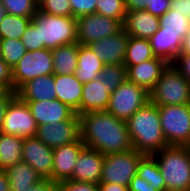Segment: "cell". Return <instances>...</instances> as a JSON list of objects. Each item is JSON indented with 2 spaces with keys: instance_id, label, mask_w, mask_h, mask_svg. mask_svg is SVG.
<instances>
[{
  "instance_id": "1",
  "label": "cell",
  "mask_w": 190,
  "mask_h": 191,
  "mask_svg": "<svg viewBox=\"0 0 190 191\" xmlns=\"http://www.w3.org/2000/svg\"><path fill=\"white\" fill-rule=\"evenodd\" d=\"M80 138L86 147L107 155L133 149L127 123L107 111L79 115Z\"/></svg>"
},
{
  "instance_id": "2",
  "label": "cell",
  "mask_w": 190,
  "mask_h": 191,
  "mask_svg": "<svg viewBox=\"0 0 190 191\" xmlns=\"http://www.w3.org/2000/svg\"><path fill=\"white\" fill-rule=\"evenodd\" d=\"M126 123L134 150L153 155L169 146L162 132L158 106L151 101L136 111Z\"/></svg>"
},
{
  "instance_id": "3",
  "label": "cell",
  "mask_w": 190,
  "mask_h": 191,
  "mask_svg": "<svg viewBox=\"0 0 190 191\" xmlns=\"http://www.w3.org/2000/svg\"><path fill=\"white\" fill-rule=\"evenodd\" d=\"M166 183V191H190V155L185 146L169 145L152 155Z\"/></svg>"
},
{
  "instance_id": "4",
  "label": "cell",
  "mask_w": 190,
  "mask_h": 191,
  "mask_svg": "<svg viewBox=\"0 0 190 191\" xmlns=\"http://www.w3.org/2000/svg\"><path fill=\"white\" fill-rule=\"evenodd\" d=\"M31 23L38 30L39 44L43 48L54 49L77 43L75 17L50 15L38 9Z\"/></svg>"
},
{
  "instance_id": "5",
  "label": "cell",
  "mask_w": 190,
  "mask_h": 191,
  "mask_svg": "<svg viewBox=\"0 0 190 191\" xmlns=\"http://www.w3.org/2000/svg\"><path fill=\"white\" fill-rule=\"evenodd\" d=\"M149 93L157 106L190 104V82L171 63Z\"/></svg>"
},
{
  "instance_id": "6",
  "label": "cell",
  "mask_w": 190,
  "mask_h": 191,
  "mask_svg": "<svg viewBox=\"0 0 190 191\" xmlns=\"http://www.w3.org/2000/svg\"><path fill=\"white\" fill-rule=\"evenodd\" d=\"M161 128L168 145L190 142V104L158 106Z\"/></svg>"
},
{
  "instance_id": "7",
  "label": "cell",
  "mask_w": 190,
  "mask_h": 191,
  "mask_svg": "<svg viewBox=\"0 0 190 191\" xmlns=\"http://www.w3.org/2000/svg\"><path fill=\"white\" fill-rule=\"evenodd\" d=\"M150 101V93L142 86L126 79L110 95L107 112L127 121L136 111Z\"/></svg>"
},
{
  "instance_id": "8",
  "label": "cell",
  "mask_w": 190,
  "mask_h": 191,
  "mask_svg": "<svg viewBox=\"0 0 190 191\" xmlns=\"http://www.w3.org/2000/svg\"><path fill=\"white\" fill-rule=\"evenodd\" d=\"M143 156V153L134 149L105 155L100 182L129 186Z\"/></svg>"
},
{
  "instance_id": "9",
  "label": "cell",
  "mask_w": 190,
  "mask_h": 191,
  "mask_svg": "<svg viewBox=\"0 0 190 191\" xmlns=\"http://www.w3.org/2000/svg\"><path fill=\"white\" fill-rule=\"evenodd\" d=\"M54 74L52 51L48 48L27 51L13 68V91L39 76Z\"/></svg>"
},
{
  "instance_id": "10",
  "label": "cell",
  "mask_w": 190,
  "mask_h": 191,
  "mask_svg": "<svg viewBox=\"0 0 190 191\" xmlns=\"http://www.w3.org/2000/svg\"><path fill=\"white\" fill-rule=\"evenodd\" d=\"M77 43L90 45L91 43L115 35L123 29V23L98 13L88 14L76 19Z\"/></svg>"
},
{
  "instance_id": "11",
  "label": "cell",
  "mask_w": 190,
  "mask_h": 191,
  "mask_svg": "<svg viewBox=\"0 0 190 191\" xmlns=\"http://www.w3.org/2000/svg\"><path fill=\"white\" fill-rule=\"evenodd\" d=\"M37 128L28 104L16 95L7 106L0 132L27 138L34 137Z\"/></svg>"
},
{
  "instance_id": "12",
  "label": "cell",
  "mask_w": 190,
  "mask_h": 191,
  "mask_svg": "<svg viewBox=\"0 0 190 191\" xmlns=\"http://www.w3.org/2000/svg\"><path fill=\"white\" fill-rule=\"evenodd\" d=\"M35 136L52 149L71 144L80 138V119L39 125Z\"/></svg>"
},
{
  "instance_id": "13",
  "label": "cell",
  "mask_w": 190,
  "mask_h": 191,
  "mask_svg": "<svg viewBox=\"0 0 190 191\" xmlns=\"http://www.w3.org/2000/svg\"><path fill=\"white\" fill-rule=\"evenodd\" d=\"M22 162L31 166L42 179L51 180L53 171V149L36 136L24 138Z\"/></svg>"
},
{
  "instance_id": "14",
  "label": "cell",
  "mask_w": 190,
  "mask_h": 191,
  "mask_svg": "<svg viewBox=\"0 0 190 191\" xmlns=\"http://www.w3.org/2000/svg\"><path fill=\"white\" fill-rule=\"evenodd\" d=\"M84 147L85 144L79 138L71 144L53 149L52 182L57 184L71 178L77 158Z\"/></svg>"
},
{
  "instance_id": "15",
  "label": "cell",
  "mask_w": 190,
  "mask_h": 191,
  "mask_svg": "<svg viewBox=\"0 0 190 191\" xmlns=\"http://www.w3.org/2000/svg\"><path fill=\"white\" fill-rule=\"evenodd\" d=\"M169 64L166 59L156 56L138 65L125 66L127 79L150 92Z\"/></svg>"
},
{
  "instance_id": "16",
  "label": "cell",
  "mask_w": 190,
  "mask_h": 191,
  "mask_svg": "<svg viewBox=\"0 0 190 191\" xmlns=\"http://www.w3.org/2000/svg\"><path fill=\"white\" fill-rule=\"evenodd\" d=\"M104 157L105 155L99 151L85 146L77 158L69 180L98 184L102 174Z\"/></svg>"
},
{
  "instance_id": "17",
  "label": "cell",
  "mask_w": 190,
  "mask_h": 191,
  "mask_svg": "<svg viewBox=\"0 0 190 191\" xmlns=\"http://www.w3.org/2000/svg\"><path fill=\"white\" fill-rule=\"evenodd\" d=\"M128 34L122 29L115 35L95 41L89 46L95 55L103 62V64H123L125 61V52Z\"/></svg>"
},
{
  "instance_id": "18",
  "label": "cell",
  "mask_w": 190,
  "mask_h": 191,
  "mask_svg": "<svg viewBox=\"0 0 190 191\" xmlns=\"http://www.w3.org/2000/svg\"><path fill=\"white\" fill-rule=\"evenodd\" d=\"M26 103L38 126L68 119H80L74 110L57 99Z\"/></svg>"
},
{
  "instance_id": "19",
  "label": "cell",
  "mask_w": 190,
  "mask_h": 191,
  "mask_svg": "<svg viewBox=\"0 0 190 191\" xmlns=\"http://www.w3.org/2000/svg\"><path fill=\"white\" fill-rule=\"evenodd\" d=\"M159 27V17L146 10L127 12L123 23V29L128 36L142 39H150Z\"/></svg>"
},
{
  "instance_id": "20",
  "label": "cell",
  "mask_w": 190,
  "mask_h": 191,
  "mask_svg": "<svg viewBox=\"0 0 190 191\" xmlns=\"http://www.w3.org/2000/svg\"><path fill=\"white\" fill-rule=\"evenodd\" d=\"M54 84L56 99L68 105L79 116L84 84L76 78L75 74H54Z\"/></svg>"
},
{
  "instance_id": "21",
  "label": "cell",
  "mask_w": 190,
  "mask_h": 191,
  "mask_svg": "<svg viewBox=\"0 0 190 191\" xmlns=\"http://www.w3.org/2000/svg\"><path fill=\"white\" fill-rule=\"evenodd\" d=\"M149 40L154 54L169 63L181 52L182 38L169 26H160Z\"/></svg>"
},
{
  "instance_id": "22",
  "label": "cell",
  "mask_w": 190,
  "mask_h": 191,
  "mask_svg": "<svg viewBox=\"0 0 190 191\" xmlns=\"http://www.w3.org/2000/svg\"><path fill=\"white\" fill-rule=\"evenodd\" d=\"M16 95L24 102L49 101L56 99L54 74L39 76L25 83Z\"/></svg>"
},
{
  "instance_id": "23",
  "label": "cell",
  "mask_w": 190,
  "mask_h": 191,
  "mask_svg": "<svg viewBox=\"0 0 190 191\" xmlns=\"http://www.w3.org/2000/svg\"><path fill=\"white\" fill-rule=\"evenodd\" d=\"M111 92L100 79L92 80L83 85L80 104V115L93 111H106L109 105Z\"/></svg>"
},
{
  "instance_id": "24",
  "label": "cell",
  "mask_w": 190,
  "mask_h": 191,
  "mask_svg": "<svg viewBox=\"0 0 190 191\" xmlns=\"http://www.w3.org/2000/svg\"><path fill=\"white\" fill-rule=\"evenodd\" d=\"M103 67V62L95 55L89 45H79L75 76L82 84L98 79Z\"/></svg>"
},
{
  "instance_id": "25",
  "label": "cell",
  "mask_w": 190,
  "mask_h": 191,
  "mask_svg": "<svg viewBox=\"0 0 190 191\" xmlns=\"http://www.w3.org/2000/svg\"><path fill=\"white\" fill-rule=\"evenodd\" d=\"M11 191H26L42 181V177L27 163L19 162L5 170Z\"/></svg>"
},
{
  "instance_id": "26",
  "label": "cell",
  "mask_w": 190,
  "mask_h": 191,
  "mask_svg": "<svg viewBox=\"0 0 190 191\" xmlns=\"http://www.w3.org/2000/svg\"><path fill=\"white\" fill-rule=\"evenodd\" d=\"M54 65V74H75L78 63L79 44L59 46L51 49Z\"/></svg>"
},
{
  "instance_id": "27",
  "label": "cell",
  "mask_w": 190,
  "mask_h": 191,
  "mask_svg": "<svg viewBox=\"0 0 190 191\" xmlns=\"http://www.w3.org/2000/svg\"><path fill=\"white\" fill-rule=\"evenodd\" d=\"M23 141V137L0 132V170L22 161Z\"/></svg>"
},
{
  "instance_id": "28",
  "label": "cell",
  "mask_w": 190,
  "mask_h": 191,
  "mask_svg": "<svg viewBox=\"0 0 190 191\" xmlns=\"http://www.w3.org/2000/svg\"><path fill=\"white\" fill-rule=\"evenodd\" d=\"M149 39L129 36L125 52L124 66L138 65L144 61L155 58Z\"/></svg>"
},
{
  "instance_id": "29",
  "label": "cell",
  "mask_w": 190,
  "mask_h": 191,
  "mask_svg": "<svg viewBox=\"0 0 190 191\" xmlns=\"http://www.w3.org/2000/svg\"><path fill=\"white\" fill-rule=\"evenodd\" d=\"M137 174L151 187L158 191H166V183L162 177L156 159L152 155H144L138 163Z\"/></svg>"
},
{
  "instance_id": "30",
  "label": "cell",
  "mask_w": 190,
  "mask_h": 191,
  "mask_svg": "<svg viewBox=\"0 0 190 191\" xmlns=\"http://www.w3.org/2000/svg\"><path fill=\"white\" fill-rule=\"evenodd\" d=\"M32 18L7 14L0 26V39L21 40Z\"/></svg>"
},
{
  "instance_id": "31",
  "label": "cell",
  "mask_w": 190,
  "mask_h": 191,
  "mask_svg": "<svg viewBox=\"0 0 190 191\" xmlns=\"http://www.w3.org/2000/svg\"><path fill=\"white\" fill-rule=\"evenodd\" d=\"M99 79L112 93L127 79L126 67L123 64H105L100 72Z\"/></svg>"
},
{
  "instance_id": "32",
  "label": "cell",
  "mask_w": 190,
  "mask_h": 191,
  "mask_svg": "<svg viewBox=\"0 0 190 191\" xmlns=\"http://www.w3.org/2000/svg\"><path fill=\"white\" fill-rule=\"evenodd\" d=\"M1 59L12 69L27 52L22 41L19 39H0Z\"/></svg>"
},
{
  "instance_id": "33",
  "label": "cell",
  "mask_w": 190,
  "mask_h": 191,
  "mask_svg": "<svg viewBox=\"0 0 190 191\" xmlns=\"http://www.w3.org/2000/svg\"><path fill=\"white\" fill-rule=\"evenodd\" d=\"M159 21L160 26H169L181 38H184L190 29V19L178 12H173L172 9L163 14Z\"/></svg>"
},
{
  "instance_id": "34",
  "label": "cell",
  "mask_w": 190,
  "mask_h": 191,
  "mask_svg": "<svg viewBox=\"0 0 190 191\" xmlns=\"http://www.w3.org/2000/svg\"><path fill=\"white\" fill-rule=\"evenodd\" d=\"M96 13L124 23L127 11L124 0H98L96 3Z\"/></svg>"
},
{
  "instance_id": "35",
  "label": "cell",
  "mask_w": 190,
  "mask_h": 191,
  "mask_svg": "<svg viewBox=\"0 0 190 191\" xmlns=\"http://www.w3.org/2000/svg\"><path fill=\"white\" fill-rule=\"evenodd\" d=\"M6 8L7 14L15 16H24L33 18L37 10L38 4L35 0H1Z\"/></svg>"
},
{
  "instance_id": "36",
  "label": "cell",
  "mask_w": 190,
  "mask_h": 191,
  "mask_svg": "<svg viewBox=\"0 0 190 191\" xmlns=\"http://www.w3.org/2000/svg\"><path fill=\"white\" fill-rule=\"evenodd\" d=\"M39 9L50 15L72 17L71 3L69 0H44L39 5Z\"/></svg>"
},
{
  "instance_id": "37",
  "label": "cell",
  "mask_w": 190,
  "mask_h": 191,
  "mask_svg": "<svg viewBox=\"0 0 190 191\" xmlns=\"http://www.w3.org/2000/svg\"><path fill=\"white\" fill-rule=\"evenodd\" d=\"M71 3L72 17L76 19L96 13V3L98 0H69Z\"/></svg>"
},
{
  "instance_id": "38",
  "label": "cell",
  "mask_w": 190,
  "mask_h": 191,
  "mask_svg": "<svg viewBox=\"0 0 190 191\" xmlns=\"http://www.w3.org/2000/svg\"><path fill=\"white\" fill-rule=\"evenodd\" d=\"M56 191H99L98 184L65 180L56 184Z\"/></svg>"
},
{
  "instance_id": "39",
  "label": "cell",
  "mask_w": 190,
  "mask_h": 191,
  "mask_svg": "<svg viewBox=\"0 0 190 191\" xmlns=\"http://www.w3.org/2000/svg\"><path fill=\"white\" fill-rule=\"evenodd\" d=\"M21 41L25 46L26 50L29 52L43 48L39 44L38 30L31 22L26 28L25 33L21 38Z\"/></svg>"
},
{
  "instance_id": "40",
  "label": "cell",
  "mask_w": 190,
  "mask_h": 191,
  "mask_svg": "<svg viewBox=\"0 0 190 191\" xmlns=\"http://www.w3.org/2000/svg\"><path fill=\"white\" fill-rule=\"evenodd\" d=\"M0 89L13 91V69L0 59Z\"/></svg>"
},
{
  "instance_id": "41",
  "label": "cell",
  "mask_w": 190,
  "mask_h": 191,
  "mask_svg": "<svg viewBox=\"0 0 190 191\" xmlns=\"http://www.w3.org/2000/svg\"><path fill=\"white\" fill-rule=\"evenodd\" d=\"M171 64L187 81L190 82V55H177Z\"/></svg>"
},
{
  "instance_id": "42",
  "label": "cell",
  "mask_w": 190,
  "mask_h": 191,
  "mask_svg": "<svg viewBox=\"0 0 190 191\" xmlns=\"http://www.w3.org/2000/svg\"><path fill=\"white\" fill-rule=\"evenodd\" d=\"M16 96L15 91L0 89V129L3 123V117L9 102Z\"/></svg>"
},
{
  "instance_id": "43",
  "label": "cell",
  "mask_w": 190,
  "mask_h": 191,
  "mask_svg": "<svg viewBox=\"0 0 190 191\" xmlns=\"http://www.w3.org/2000/svg\"><path fill=\"white\" fill-rule=\"evenodd\" d=\"M129 191H158L155 187H151L149 182L142 179L138 174H136L128 186Z\"/></svg>"
},
{
  "instance_id": "44",
  "label": "cell",
  "mask_w": 190,
  "mask_h": 191,
  "mask_svg": "<svg viewBox=\"0 0 190 191\" xmlns=\"http://www.w3.org/2000/svg\"><path fill=\"white\" fill-rule=\"evenodd\" d=\"M152 0H124L125 9L129 11L146 10L151 13Z\"/></svg>"
},
{
  "instance_id": "45",
  "label": "cell",
  "mask_w": 190,
  "mask_h": 191,
  "mask_svg": "<svg viewBox=\"0 0 190 191\" xmlns=\"http://www.w3.org/2000/svg\"><path fill=\"white\" fill-rule=\"evenodd\" d=\"M171 0H152L151 14L156 17H161L170 9Z\"/></svg>"
},
{
  "instance_id": "46",
  "label": "cell",
  "mask_w": 190,
  "mask_h": 191,
  "mask_svg": "<svg viewBox=\"0 0 190 191\" xmlns=\"http://www.w3.org/2000/svg\"><path fill=\"white\" fill-rule=\"evenodd\" d=\"M170 9L190 19V0H171Z\"/></svg>"
},
{
  "instance_id": "47",
  "label": "cell",
  "mask_w": 190,
  "mask_h": 191,
  "mask_svg": "<svg viewBox=\"0 0 190 191\" xmlns=\"http://www.w3.org/2000/svg\"><path fill=\"white\" fill-rule=\"evenodd\" d=\"M26 191H56V183L48 179H43L39 183L28 188Z\"/></svg>"
},
{
  "instance_id": "48",
  "label": "cell",
  "mask_w": 190,
  "mask_h": 191,
  "mask_svg": "<svg viewBox=\"0 0 190 191\" xmlns=\"http://www.w3.org/2000/svg\"><path fill=\"white\" fill-rule=\"evenodd\" d=\"M99 191H129L128 186L119 185L116 183H98Z\"/></svg>"
},
{
  "instance_id": "49",
  "label": "cell",
  "mask_w": 190,
  "mask_h": 191,
  "mask_svg": "<svg viewBox=\"0 0 190 191\" xmlns=\"http://www.w3.org/2000/svg\"><path fill=\"white\" fill-rule=\"evenodd\" d=\"M178 55H190V29L187 35L182 38L181 52Z\"/></svg>"
},
{
  "instance_id": "50",
  "label": "cell",
  "mask_w": 190,
  "mask_h": 191,
  "mask_svg": "<svg viewBox=\"0 0 190 191\" xmlns=\"http://www.w3.org/2000/svg\"><path fill=\"white\" fill-rule=\"evenodd\" d=\"M0 191H11L9 179L5 170H0Z\"/></svg>"
},
{
  "instance_id": "51",
  "label": "cell",
  "mask_w": 190,
  "mask_h": 191,
  "mask_svg": "<svg viewBox=\"0 0 190 191\" xmlns=\"http://www.w3.org/2000/svg\"><path fill=\"white\" fill-rule=\"evenodd\" d=\"M6 15H7L6 8L3 5L2 1L0 0V26H1L2 20L5 18Z\"/></svg>"
},
{
  "instance_id": "52",
  "label": "cell",
  "mask_w": 190,
  "mask_h": 191,
  "mask_svg": "<svg viewBox=\"0 0 190 191\" xmlns=\"http://www.w3.org/2000/svg\"><path fill=\"white\" fill-rule=\"evenodd\" d=\"M185 147H186V149H187V151L189 152V155H190V142L187 145H185Z\"/></svg>"
},
{
  "instance_id": "53",
  "label": "cell",
  "mask_w": 190,
  "mask_h": 191,
  "mask_svg": "<svg viewBox=\"0 0 190 191\" xmlns=\"http://www.w3.org/2000/svg\"><path fill=\"white\" fill-rule=\"evenodd\" d=\"M44 0H35V2L38 4V6L43 2Z\"/></svg>"
}]
</instances>
